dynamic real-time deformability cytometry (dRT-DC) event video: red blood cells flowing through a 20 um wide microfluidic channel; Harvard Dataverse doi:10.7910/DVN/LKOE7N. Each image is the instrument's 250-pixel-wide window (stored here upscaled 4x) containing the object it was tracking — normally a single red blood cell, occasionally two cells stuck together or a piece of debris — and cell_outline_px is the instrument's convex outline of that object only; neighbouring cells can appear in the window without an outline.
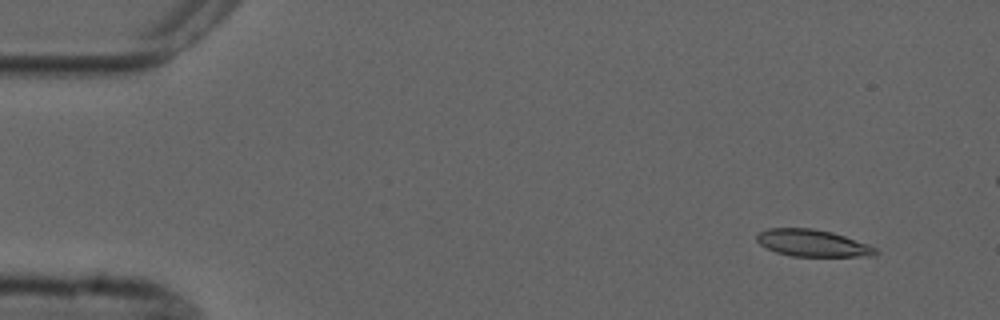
{"species": "common noctule bat (a hibernating species)", "species_latin": "Nyctalus noctula", "temperature_condition": "cold", "stored_images_in_passage": 6, "camera_frame_rate_fps": 3000, "um_per_image_px": 0.085, "animal": {"sex": "male", "forearm_length_mm": 52.5}, "frame": {"image": 1, "passage_image": 2, "time_ms": 1.333, "image_size_px": [1000, 320], "cell_outline_px": [[880, 252], [876, 256], [792, 256], [776, 252], [760, 244], [756, 240], [756, 236], [760, 232], [768, 228], [812, 228], [832, 232], [868, 244], [876, 248]], "centroid_in_image_um": [69.09, 20.66], "position_along_channel_um": 15.9, "area_um2": 18.61}}